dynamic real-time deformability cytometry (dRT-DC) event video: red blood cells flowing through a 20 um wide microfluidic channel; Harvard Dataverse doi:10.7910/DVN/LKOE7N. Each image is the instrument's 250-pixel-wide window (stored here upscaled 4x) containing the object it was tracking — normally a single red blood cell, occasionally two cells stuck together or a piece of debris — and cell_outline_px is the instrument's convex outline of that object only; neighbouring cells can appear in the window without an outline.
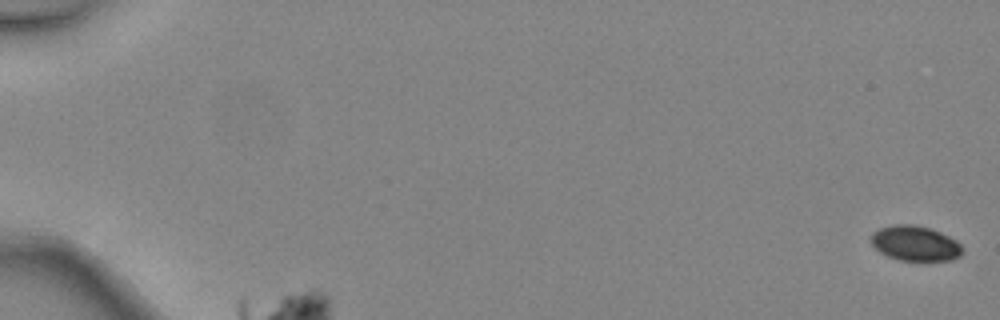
{"species": "common noctule bat (a hibernating species)", "species_latin": "Nyctalus noctula", "temperature_condition": "warm", "stored_images_in_passage": 6, "camera_frame_rate_fps": 3000, "um_per_image_px": 0.085, "animal": {"sex": "female", "body_mass_g": 24.6, "forearm_length_mm": 56.2}, "frame": {"image": 1, "passage_image": 1, "time_ms": 0.0, "image_size_px": [1000, 320], "cell_outline_px": [[964, 252], [960, 256], [952, 260], [900, 260], [888, 256], [880, 252], [868, 240], [872, 232], [880, 228], [892, 224], [916, 224], [940, 232], [956, 240], [964, 248]], "centroid_in_image_um": [77.78, 20.67], "position_along_channel_um": 7.2, "area_um2": 18.84}}
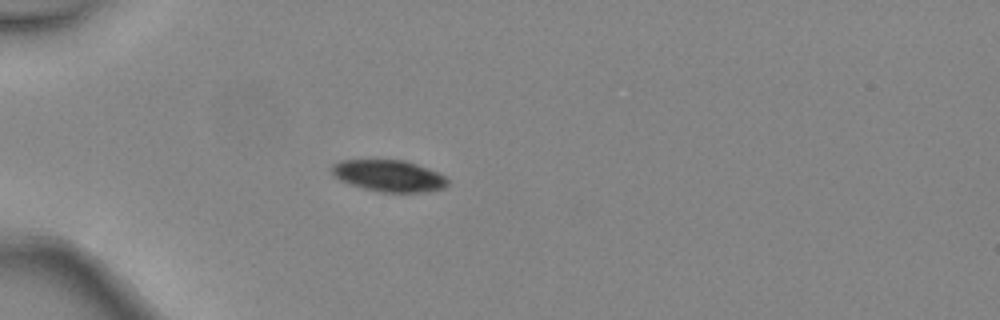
{"frame": {"image": 2, "passage_image": 5, "time_ms": 1.333, "image_size_px": [1000, 320], "cell_outline_px": [[448, 184], [444, 188], [424, 192], [380, 192], [364, 188], [340, 180], [332, 172], [332, 164], [340, 160], [404, 160], [428, 168], [444, 176], [448, 180]], "centroid_in_image_um": [33.06, 14.94], "position_along_channel_um": 51.9, "area_um2": 21.1}}